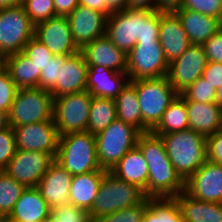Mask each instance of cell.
Listing matches in <instances>:
<instances>
[{
    "label": "cell",
    "mask_w": 222,
    "mask_h": 222,
    "mask_svg": "<svg viewBox=\"0 0 222 222\" xmlns=\"http://www.w3.org/2000/svg\"><path fill=\"white\" fill-rule=\"evenodd\" d=\"M137 147L148 163L147 198H175L184 191V180L171 163L161 136L141 133Z\"/></svg>",
    "instance_id": "1"
},
{
    "label": "cell",
    "mask_w": 222,
    "mask_h": 222,
    "mask_svg": "<svg viewBox=\"0 0 222 222\" xmlns=\"http://www.w3.org/2000/svg\"><path fill=\"white\" fill-rule=\"evenodd\" d=\"M160 11L128 9L112 12L105 35L128 54L136 43L159 41Z\"/></svg>",
    "instance_id": "2"
},
{
    "label": "cell",
    "mask_w": 222,
    "mask_h": 222,
    "mask_svg": "<svg viewBox=\"0 0 222 222\" xmlns=\"http://www.w3.org/2000/svg\"><path fill=\"white\" fill-rule=\"evenodd\" d=\"M167 155L185 181L207 160V137L192 129L161 135Z\"/></svg>",
    "instance_id": "3"
},
{
    "label": "cell",
    "mask_w": 222,
    "mask_h": 222,
    "mask_svg": "<svg viewBox=\"0 0 222 222\" xmlns=\"http://www.w3.org/2000/svg\"><path fill=\"white\" fill-rule=\"evenodd\" d=\"M55 160L72 176L104 170L98 163L95 135L88 131L61 135Z\"/></svg>",
    "instance_id": "4"
},
{
    "label": "cell",
    "mask_w": 222,
    "mask_h": 222,
    "mask_svg": "<svg viewBox=\"0 0 222 222\" xmlns=\"http://www.w3.org/2000/svg\"><path fill=\"white\" fill-rule=\"evenodd\" d=\"M137 99L142 116V133L151 131L178 96L167 76L135 80Z\"/></svg>",
    "instance_id": "5"
},
{
    "label": "cell",
    "mask_w": 222,
    "mask_h": 222,
    "mask_svg": "<svg viewBox=\"0 0 222 222\" xmlns=\"http://www.w3.org/2000/svg\"><path fill=\"white\" fill-rule=\"evenodd\" d=\"M145 198L144 191L138 186L125 182L107 171L89 211V218L93 221L100 216L135 206Z\"/></svg>",
    "instance_id": "6"
},
{
    "label": "cell",
    "mask_w": 222,
    "mask_h": 222,
    "mask_svg": "<svg viewBox=\"0 0 222 222\" xmlns=\"http://www.w3.org/2000/svg\"><path fill=\"white\" fill-rule=\"evenodd\" d=\"M141 132L134 126L115 119L95 135L97 159L101 169L111 171L119 160L137 146Z\"/></svg>",
    "instance_id": "7"
},
{
    "label": "cell",
    "mask_w": 222,
    "mask_h": 222,
    "mask_svg": "<svg viewBox=\"0 0 222 222\" xmlns=\"http://www.w3.org/2000/svg\"><path fill=\"white\" fill-rule=\"evenodd\" d=\"M53 120V96L40 87L18 89L8 113L12 128Z\"/></svg>",
    "instance_id": "8"
},
{
    "label": "cell",
    "mask_w": 222,
    "mask_h": 222,
    "mask_svg": "<svg viewBox=\"0 0 222 222\" xmlns=\"http://www.w3.org/2000/svg\"><path fill=\"white\" fill-rule=\"evenodd\" d=\"M91 101L87 90L53 98V121L60 136L87 131Z\"/></svg>",
    "instance_id": "9"
},
{
    "label": "cell",
    "mask_w": 222,
    "mask_h": 222,
    "mask_svg": "<svg viewBox=\"0 0 222 222\" xmlns=\"http://www.w3.org/2000/svg\"><path fill=\"white\" fill-rule=\"evenodd\" d=\"M34 30L35 24L22 5L0 8V54L5 57L22 52Z\"/></svg>",
    "instance_id": "10"
},
{
    "label": "cell",
    "mask_w": 222,
    "mask_h": 222,
    "mask_svg": "<svg viewBox=\"0 0 222 222\" xmlns=\"http://www.w3.org/2000/svg\"><path fill=\"white\" fill-rule=\"evenodd\" d=\"M169 63L159 41L136 43L127 54L130 81L167 76Z\"/></svg>",
    "instance_id": "11"
},
{
    "label": "cell",
    "mask_w": 222,
    "mask_h": 222,
    "mask_svg": "<svg viewBox=\"0 0 222 222\" xmlns=\"http://www.w3.org/2000/svg\"><path fill=\"white\" fill-rule=\"evenodd\" d=\"M55 161V156L51 153L17 149L3 171L26 188L37 187L42 176Z\"/></svg>",
    "instance_id": "12"
},
{
    "label": "cell",
    "mask_w": 222,
    "mask_h": 222,
    "mask_svg": "<svg viewBox=\"0 0 222 222\" xmlns=\"http://www.w3.org/2000/svg\"><path fill=\"white\" fill-rule=\"evenodd\" d=\"M208 58L202 45L192 44L180 57L169 63L167 78L178 94L202 76Z\"/></svg>",
    "instance_id": "13"
},
{
    "label": "cell",
    "mask_w": 222,
    "mask_h": 222,
    "mask_svg": "<svg viewBox=\"0 0 222 222\" xmlns=\"http://www.w3.org/2000/svg\"><path fill=\"white\" fill-rule=\"evenodd\" d=\"M16 148L57 155L60 135L53 120L14 127Z\"/></svg>",
    "instance_id": "14"
},
{
    "label": "cell",
    "mask_w": 222,
    "mask_h": 222,
    "mask_svg": "<svg viewBox=\"0 0 222 222\" xmlns=\"http://www.w3.org/2000/svg\"><path fill=\"white\" fill-rule=\"evenodd\" d=\"M34 37L54 56H71L80 51L74 43L66 16H56L35 24Z\"/></svg>",
    "instance_id": "15"
},
{
    "label": "cell",
    "mask_w": 222,
    "mask_h": 222,
    "mask_svg": "<svg viewBox=\"0 0 222 222\" xmlns=\"http://www.w3.org/2000/svg\"><path fill=\"white\" fill-rule=\"evenodd\" d=\"M184 192L200 201L222 203V164L207 159L184 181Z\"/></svg>",
    "instance_id": "16"
},
{
    "label": "cell",
    "mask_w": 222,
    "mask_h": 222,
    "mask_svg": "<svg viewBox=\"0 0 222 222\" xmlns=\"http://www.w3.org/2000/svg\"><path fill=\"white\" fill-rule=\"evenodd\" d=\"M66 18L73 41L80 50L86 44L105 35L107 17L99 11L78 5Z\"/></svg>",
    "instance_id": "17"
},
{
    "label": "cell",
    "mask_w": 222,
    "mask_h": 222,
    "mask_svg": "<svg viewBox=\"0 0 222 222\" xmlns=\"http://www.w3.org/2000/svg\"><path fill=\"white\" fill-rule=\"evenodd\" d=\"M159 42L168 63L180 57L192 45L174 12L160 11Z\"/></svg>",
    "instance_id": "18"
},
{
    "label": "cell",
    "mask_w": 222,
    "mask_h": 222,
    "mask_svg": "<svg viewBox=\"0 0 222 222\" xmlns=\"http://www.w3.org/2000/svg\"><path fill=\"white\" fill-rule=\"evenodd\" d=\"M88 65L84 54L68 56L62 66H59L58 82L50 91L53 98L65 94L86 91Z\"/></svg>",
    "instance_id": "19"
},
{
    "label": "cell",
    "mask_w": 222,
    "mask_h": 222,
    "mask_svg": "<svg viewBox=\"0 0 222 222\" xmlns=\"http://www.w3.org/2000/svg\"><path fill=\"white\" fill-rule=\"evenodd\" d=\"M88 66H103L115 72H126L127 54L103 35L80 50Z\"/></svg>",
    "instance_id": "20"
},
{
    "label": "cell",
    "mask_w": 222,
    "mask_h": 222,
    "mask_svg": "<svg viewBox=\"0 0 222 222\" xmlns=\"http://www.w3.org/2000/svg\"><path fill=\"white\" fill-rule=\"evenodd\" d=\"M72 177L73 176L56 161L42 176L37 188L51 210L69 203Z\"/></svg>",
    "instance_id": "21"
},
{
    "label": "cell",
    "mask_w": 222,
    "mask_h": 222,
    "mask_svg": "<svg viewBox=\"0 0 222 222\" xmlns=\"http://www.w3.org/2000/svg\"><path fill=\"white\" fill-rule=\"evenodd\" d=\"M129 81L126 72H115L100 65L88 66L86 90L92 97L115 99Z\"/></svg>",
    "instance_id": "22"
},
{
    "label": "cell",
    "mask_w": 222,
    "mask_h": 222,
    "mask_svg": "<svg viewBox=\"0 0 222 222\" xmlns=\"http://www.w3.org/2000/svg\"><path fill=\"white\" fill-rule=\"evenodd\" d=\"M178 16L192 44L203 45L210 37L221 30L219 18L206 16L188 9H177Z\"/></svg>",
    "instance_id": "23"
},
{
    "label": "cell",
    "mask_w": 222,
    "mask_h": 222,
    "mask_svg": "<svg viewBox=\"0 0 222 222\" xmlns=\"http://www.w3.org/2000/svg\"><path fill=\"white\" fill-rule=\"evenodd\" d=\"M189 129L208 137L222 129V109L215 103L185 101Z\"/></svg>",
    "instance_id": "24"
},
{
    "label": "cell",
    "mask_w": 222,
    "mask_h": 222,
    "mask_svg": "<svg viewBox=\"0 0 222 222\" xmlns=\"http://www.w3.org/2000/svg\"><path fill=\"white\" fill-rule=\"evenodd\" d=\"M51 211L38 188L28 187L22 192L8 217L15 222H42Z\"/></svg>",
    "instance_id": "25"
},
{
    "label": "cell",
    "mask_w": 222,
    "mask_h": 222,
    "mask_svg": "<svg viewBox=\"0 0 222 222\" xmlns=\"http://www.w3.org/2000/svg\"><path fill=\"white\" fill-rule=\"evenodd\" d=\"M110 172L117 178L138 186L147 197L148 163L137 146L128 151Z\"/></svg>",
    "instance_id": "26"
},
{
    "label": "cell",
    "mask_w": 222,
    "mask_h": 222,
    "mask_svg": "<svg viewBox=\"0 0 222 222\" xmlns=\"http://www.w3.org/2000/svg\"><path fill=\"white\" fill-rule=\"evenodd\" d=\"M106 170L92 171L72 177L69 203L76 207L90 211Z\"/></svg>",
    "instance_id": "27"
},
{
    "label": "cell",
    "mask_w": 222,
    "mask_h": 222,
    "mask_svg": "<svg viewBox=\"0 0 222 222\" xmlns=\"http://www.w3.org/2000/svg\"><path fill=\"white\" fill-rule=\"evenodd\" d=\"M174 199L184 222H222V203L200 201L184 191Z\"/></svg>",
    "instance_id": "28"
},
{
    "label": "cell",
    "mask_w": 222,
    "mask_h": 222,
    "mask_svg": "<svg viewBox=\"0 0 222 222\" xmlns=\"http://www.w3.org/2000/svg\"><path fill=\"white\" fill-rule=\"evenodd\" d=\"M4 69L18 89L39 87L41 70L22 52L5 56Z\"/></svg>",
    "instance_id": "29"
},
{
    "label": "cell",
    "mask_w": 222,
    "mask_h": 222,
    "mask_svg": "<svg viewBox=\"0 0 222 222\" xmlns=\"http://www.w3.org/2000/svg\"><path fill=\"white\" fill-rule=\"evenodd\" d=\"M114 100L117 119L134 126L142 133V116L137 99L135 81H129Z\"/></svg>",
    "instance_id": "30"
},
{
    "label": "cell",
    "mask_w": 222,
    "mask_h": 222,
    "mask_svg": "<svg viewBox=\"0 0 222 222\" xmlns=\"http://www.w3.org/2000/svg\"><path fill=\"white\" fill-rule=\"evenodd\" d=\"M188 128L189 121L186 102L185 99L178 94L162 115L159 123L151 130V132L161 136Z\"/></svg>",
    "instance_id": "31"
},
{
    "label": "cell",
    "mask_w": 222,
    "mask_h": 222,
    "mask_svg": "<svg viewBox=\"0 0 222 222\" xmlns=\"http://www.w3.org/2000/svg\"><path fill=\"white\" fill-rule=\"evenodd\" d=\"M117 119L116 104L112 98L92 97L87 131L96 135Z\"/></svg>",
    "instance_id": "32"
},
{
    "label": "cell",
    "mask_w": 222,
    "mask_h": 222,
    "mask_svg": "<svg viewBox=\"0 0 222 222\" xmlns=\"http://www.w3.org/2000/svg\"><path fill=\"white\" fill-rule=\"evenodd\" d=\"M144 222H184L182 213L174 198H148Z\"/></svg>",
    "instance_id": "33"
},
{
    "label": "cell",
    "mask_w": 222,
    "mask_h": 222,
    "mask_svg": "<svg viewBox=\"0 0 222 222\" xmlns=\"http://www.w3.org/2000/svg\"><path fill=\"white\" fill-rule=\"evenodd\" d=\"M26 187L3 170L0 171V212L6 217L13 211L15 203Z\"/></svg>",
    "instance_id": "34"
},
{
    "label": "cell",
    "mask_w": 222,
    "mask_h": 222,
    "mask_svg": "<svg viewBox=\"0 0 222 222\" xmlns=\"http://www.w3.org/2000/svg\"><path fill=\"white\" fill-rule=\"evenodd\" d=\"M147 207L148 198L146 197L135 206L100 216L92 222H144L145 209Z\"/></svg>",
    "instance_id": "35"
},
{
    "label": "cell",
    "mask_w": 222,
    "mask_h": 222,
    "mask_svg": "<svg viewBox=\"0 0 222 222\" xmlns=\"http://www.w3.org/2000/svg\"><path fill=\"white\" fill-rule=\"evenodd\" d=\"M22 6L34 24L56 17L54 0H23Z\"/></svg>",
    "instance_id": "36"
},
{
    "label": "cell",
    "mask_w": 222,
    "mask_h": 222,
    "mask_svg": "<svg viewBox=\"0 0 222 222\" xmlns=\"http://www.w3.org/2000/svg\"><path fill=\"white\" fill-rule=\"evenodd\" d=\"M180 95L185 101L210 103L215 102L216 90L205 79L200 77Z\"/></svg>",
    "instance_id": "37"
},
{
    "label": "cell",
    "mask_w": 222,
    "mask_h": 222,
    "mask_svg": "<svg viewBox=\"0 0 222 222\" xmlns=\"http://www.w3.org/2000/svg\"><path fill=\"white\" fill-rule=\"evenodd\" d=\"M22 53L40 70L54 57L51 51L34 36L25 45Z\"/></svg>",
    "instance_id": "38"
},
{
    "label": "cell",
    "mask_w": 222,
    "mask_h": 222,
    "mask_svg": "<svg viewBox=\"0 0 222 222\" xmlns=\"http://www.w3.org/2000/svg\"><path fill=\"white\" fill-rule=\"evenodd\" d=\"M66 56H54L40 71L39 87L51 91L58 82L59 66H62Z\"/></svg>",
    "instance_id": "39"
},
{
    "label": "cell",
    "mask_w": 222,
    "mask_h": 222,
    "mask_svg": "<svg viewBox=\"0 0 222 222\" xmlns=\"http://www.w3.org/2000/svg\"><path fill=\"white\" fill-rule=\"evenodd\" d=\"M180 9H188L222 21V0H183Z\"/></svg>",
    "instance_id": "40"
},
{
    "label": "cell",
    "mask_w": 222,
    "mask_h": 222,
    "mask_svg": "<svg viewBox=\"0 0 222 222\" xmlns=\"http://www.w3.org/2000/svg\"><path fill=\"white\" fill-rule=\"evenodd\" d=\"M18 87L3 68L0 70V111L9 113Z\"/></svg>",
    "instance_id": "41"
},
{
    "label": "cell",
    "mask_w": 222,
    "mask_h": 222,
    "mask_svg": "<svg viewBox=\"0 0 222 222\" xmlns=\"http://www.w3.org/2000/svg\"><path fill=\"white\" fill-rule=\"evenodd\" d=\"M16 142L13 128L9 126L0 130V171L4 170L16 153Z\"/></svg>",
    "instance_id": "42"
},
{
    "label": "cell",
    "mask_w": 222,
    "mask_h": 222,
    "mask_svg": "<svg viewBox=\"0 0 222 222\" xmlns=\"http://www.w3.org/2000/svg\"><path fill=\"white\" fill-rule=\"evenodd\" d=\"M52 212L61 219L62 222H92L89 212L85 209L67 203L53 209Z\"/></svg>",
    "instance_id": "43"
},
{
    "label": "cell",
    "mask_w": 222,
    "mask_h": 222,
    "mask_svg": "<svg viewBox=\"0 0 222 222\" xmlns=\"http://www.w3.org/2000/svg\"><path fill=\"white\" fill-rule=\"evenodd\" d=\"M202 46L208 62L222 63V29L210 37Z\"/></svg>",
    "instance_id": "44"
},
{
    "label": "cell",
    "mask_w": 222,
    "mask_h": 222,
    "mask_svg": "<svg viewBox=\"0 0 222 222\" xmlns=\"http://www.w3.org/2000/svg\"><path fill=\"white\" fill-rule=\"evenodd\" d=\"M207 159L222 164V129L207 137Z\"/></svg>",
    "instance_id": "45"
},
{
    "label": "cell",
    "mask_w": 222,
    "mask_h": 222,
    "mask_svg": "<svg viewBox=\"0 0 222 222\" xmlns=\"http://www.w3.org/2000/svg\"><path fill=\"white\" fill-rule=\"evenodd\" d=\"M201 77L217 90L222 86V63L208 62Z\"/></svg>",
    "instance_id": "46"
},
{
    "label": "cell",
    "mask_w": 222,
    "mask_h": 222,
    "mask_svg": "<svg viewBox=\"0 0 222 222\" xmlns=\"http://www.w3.org/2000/svg\"><path fill=\"white\" fill-rule=\"evenodd\" d=\"M78 5L79 0H54L56 16H67Z\"/></svg>",
    "instance_id": "47"
},
{
    "label": "cell",
    "mask_w": 222,
    "mask_h": 222,
    "mask_svg": "<svg viewBox=\"0 0 222 222\" xmlns=\"http://www.w3.org/2000/svg\"><path fill=\"white\" fill-rule=\"evenodd\" d=\"M127 8L157 11V0H127Z\"/></svg>",
    "instance_id": "48"
},
{
    "label": "cell",
    "mask_w": 222,
    "mask_h": 222,
    "mask_svg": "<svg viewBox=\"0 0 222 222\" xmlns=\"http://www.w3.org/2000/svg\"><path fill=\"white\" fill-rule=\"evenodd\" d=\"M79 5L89 7L108 17L112 12L107 8L105 0H79Z\"/></svg>",
    "instance_id": "49"
},
{
    "label": "cell",
    "mask_w": 222,
    "mask_h": 222,
    "mask_svg": "<svg viewBox=\"0 0 222 222\" xmlns=\"http://www.w3.org/2000/svg\"><path fill=\"white\" fill-rule=\"evenodd\" d=\"M183 0H157V11L174 12L180 9Z\"/></svg>",
    "instance_id": "50"
},
{
    "label": "cell",
    "mask_w": 222,
    "mask_h": 222,
    "mask_svg": "<svg viewBox=\"0 0 222 222\" xmlns=\"http://www.w3.org/2000/svg\"><path fill=\"white\" fill-rule=\"evenodd\" d=\"M105 3L111 12L123 11L127 8V0H105Z\"/></svg>",
    "instance_id": "51"
},
{
    "label": "cell",
    "mask_w": 222,
    "mask_h": 222,
    "mask_svg": "<svg viewBox=\"0 0 222 222\" xmlns=\"http://www.w3.org/2000/svg\"><path fill=\"white\" fill-rule=\"evenodd\" d=\"M23 4V0H0V8L20 6Z\"/></svg>",
    "instance_id": "52"
},
{
    "label": "cell",
    "mask_w": 222,
    "mask_h": 222,
    "mask_svg": "<svg viewBox=\"0 0 222 222\" xmlns=\"http://www.w3.org/2000/svg\"><path fill=\"white\" fill-rule=\"evenodd\" d=\"M8 127H9L8 113L0 111V130H3Z\"/></svg>",
    "instance_id": "53"
},
{
    "label": "cell",
    "mask_w": 222,
    "mask_h": 222,
    "mask_svg": "<svg viewBox=\"0 0 222 222\" xmlns=\"http://www.w3.org/2000/svg\"><path fill=\"white\" fill-rule=\"evenodd\" d=\"M215 103L222 109V86L216 90Z\"/></svg>",
    "instance_id": "54"
},
{
    "label": "cell",
    "mask_w": 222,
    "mask_h": 222,
    "mask_svg": "<svg viewBox=\"0 0 222 222\" xmlns=\"http://www.w3.org/2000/svg\"><path fill=\"white\" fill-rule=\"evenodd\" d=\"M42 222H62L60 218H58L52 211L50 215L43 220Z\"/></svg>",
    "instance_id": "55"
},
{
    "label": "cell",
    "mask_w": 222,
    "mask_h": 222,
    "mask_svg": "<svg viewBox=\"0 0 222 222\" xmlns=\"http://www.w3.org/2000/svg\"><path fill=\"white\" fill-rule=\"evenodd\" d=\"M4 68V57L0 54V70Z\"/></svg>",
    "instance_id": "56"
},
{
    "label": "cell",
    "mask_w": 222,
    "mask_h": 222,
    "mask_svg": "<svg viewBox=\"0 0 222 222\" xmlns=\"http://www.w3.org/2000/svg\"><path fill=\"white\" fill-rule=\"evenodd\" d=\"M0 222H15V221L11 220L8 216H6Z\"/></svg>",
    "instance_id": "57"
},
{
    "label": "cell",
    "mask_w": 222,
    "mask_h": 222,
    "mask_svg": "<svg viewBox=\"0 0 222 222\" xmlns=\"http://www.w3.org/2000/svg\"><path fill=\"white\" fill-rule=\"evenodd\" d=\"M4 218V216L0 212V221Z\"/></svg>",
    "instance_id": "58"
}]
</instances>
